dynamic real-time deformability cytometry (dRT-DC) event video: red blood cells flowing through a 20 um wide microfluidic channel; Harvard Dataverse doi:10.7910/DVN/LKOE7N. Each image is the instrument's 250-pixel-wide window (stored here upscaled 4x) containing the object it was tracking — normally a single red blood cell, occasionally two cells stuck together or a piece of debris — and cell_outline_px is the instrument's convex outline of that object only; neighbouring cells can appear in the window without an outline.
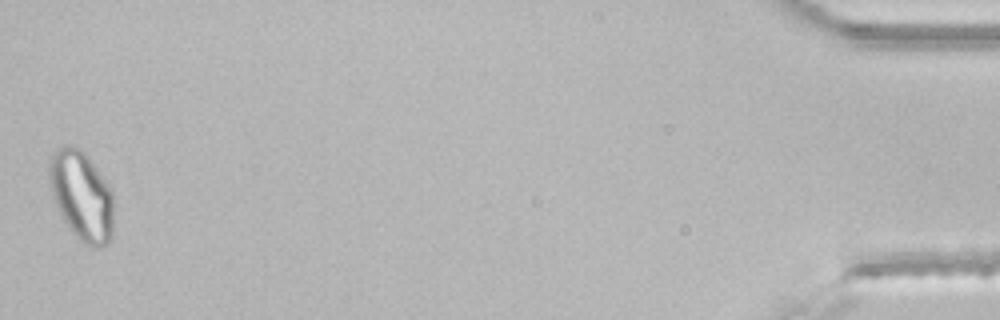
{"species": "common noctule bat (a hibernating species)", "species_latin": "Nyctalus noctula", "temperature_condition": "room temperature", "stored_images_in_passage": 46, "segment_of_instrument_passage": [2, 2], "camera_frame_rate_fps": 3000, "um_per_image_px": 0.085, "animal": {"sex": "male", "body_mass_g": 21.5, "forearm_length_mm": 52.0}, "frame": {"image": 1, "passage_image": 46, "time_ms": 15.0, "image_size_px": [1000, 320], "cell_outline_px": [[112, 236], [108, 244], [100, 248], [92, 248], [84, 244], [72, 232], [64, 220], [56, 204], [52, 192], [48, 176], [52, 156], [56, 148], [64, 144], [68, 144], [80, 148], [88, 156], [108, 184], [112, 192]], "centroid_in_image_um": [6.95, 16.64], "position_along_channel_um": 428.3, "area_um2": 33.47}}